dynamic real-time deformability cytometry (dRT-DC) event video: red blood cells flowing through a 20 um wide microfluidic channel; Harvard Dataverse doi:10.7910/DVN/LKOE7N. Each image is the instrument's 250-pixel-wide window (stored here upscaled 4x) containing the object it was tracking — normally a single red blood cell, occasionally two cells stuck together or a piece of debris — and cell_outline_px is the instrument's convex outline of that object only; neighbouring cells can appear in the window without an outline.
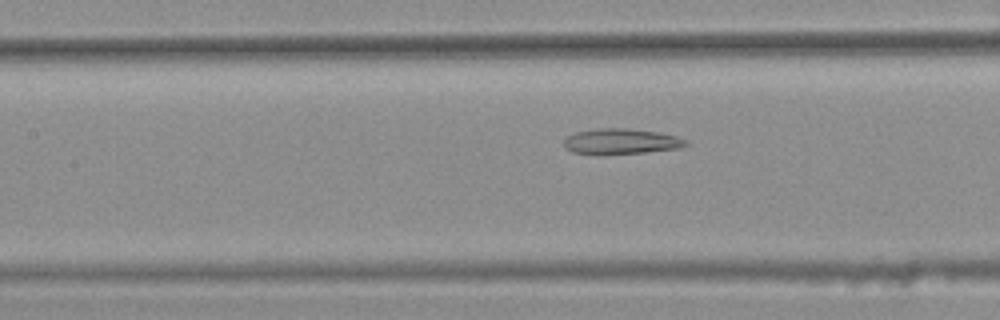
{"species": "common noctule bat (a hibernating species)", "species_latin": "Nyctalus noctula", "temperature_condition": "warm", "stored_images_in_passage": 40, "camera_frame_rate_fps": 3000, "um_per_image_px": 0.085, "animal": {"sex": "female", "body_mass_g": 25.1}, "frame": {"image": 1, "passage_image": 14, "time_ms": 4.333, "image_size_px": [1000, 320], "cell_outline_px": [[688, 144], [680, 148], [644, 152], [596, 156], [572, 152], [564, 148], [564, 140], [568, 136], [576, 132], [596, 128], [628, 128], [656, 132], [676, 136], [688, 140]], "centroid_in_image_um": [52.74, 12.04], "position_along_channel_um": 154.7, "area_um2": 18.5}}
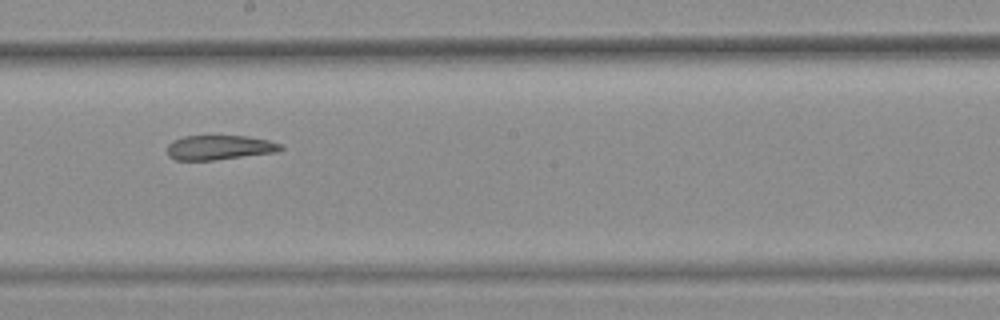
{"frame": {"image": 2, "passage_image": 20, "time_ms": 6.333, "image_size_px": [1000, 320], "cell_outline_px": [[284, 148], [276, 152], [212, 160], [176, 160], [168, 156], [168, 144], [172, 140], [184, 136], [248, 136], [268, 140], [280, 144]], "centroid_in_image_um": [18.62, 12.53], "position_along_channel_um": 229.6, "area_um2": 16.13}}
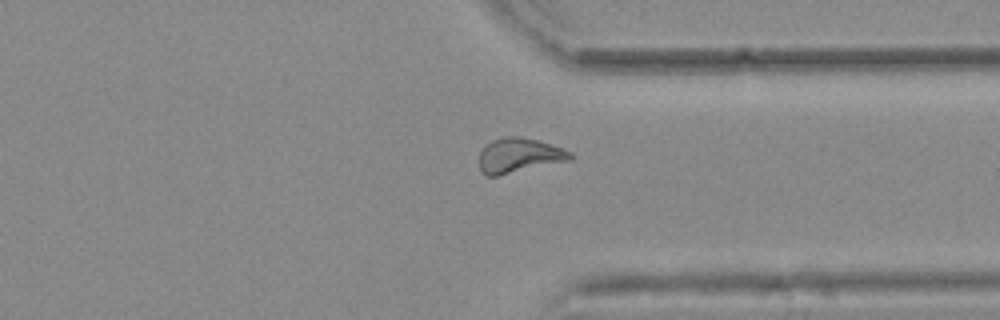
{"frame": {"image": 3, "passage_image": 31, "time_ms": 10.0, "image_size_px": [1000, 320], "cell_outline_px": [[576, 156], [572, 160], [496, 176], [484, 176], [480, 172], [480, 152], [484, 144], [492, 140], [504, 136], [520, 136], [536, 140], [564, 148], [572, 152]], "centroid_in_image_um": [44.13, 13.21], "position_along_channel_um": 367.3, "area_um2": 18.73}, "authors_computed_cell_mechanics": {"area_um2": 18.1492, "velocity_mm_per_s": 3.7614, "shape_relaxation_time_tau1_ms": null, "shape_relaxation_time_tau2_ms": 3.3495, "deformation_change_tau1": null, "deformation_change_tau2": 0.1155}}